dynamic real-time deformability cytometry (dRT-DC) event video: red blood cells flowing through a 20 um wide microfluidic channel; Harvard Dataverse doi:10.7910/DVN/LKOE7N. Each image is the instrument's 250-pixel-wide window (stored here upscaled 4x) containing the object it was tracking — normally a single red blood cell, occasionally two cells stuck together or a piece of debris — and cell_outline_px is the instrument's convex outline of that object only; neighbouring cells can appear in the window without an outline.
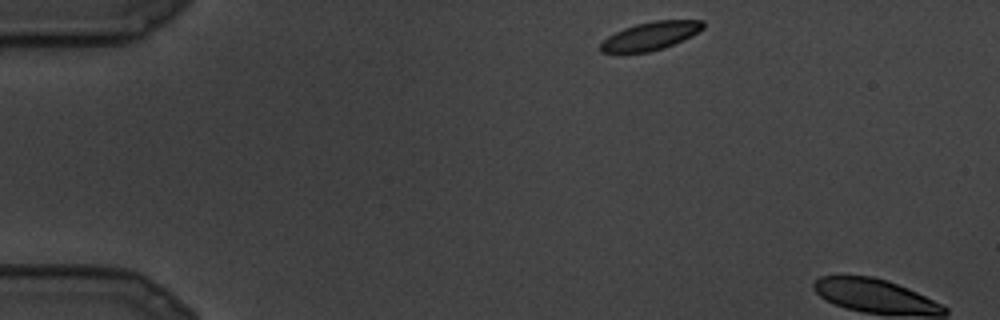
{"species": "common noctule bat (a hibernating species)", "species_latin": "Nyctalus noctula", "temperature_condition": "cold", "stored_images_in_passage": 3, "camera_frame_rate_fps": 3000, "um_per_image_px": 0.085, "animal": {"sex": "male", "body_mass_g": 19.5, "forearm_length_mm": 54.6}, "frame": {"image": 1, "passage_image": 1, "time_ms": 0.0, "image_size_px": [1000, 320], "cell_outline_px": [[704, 28], [692, 36], [664, 48], [648, 52], [600, 52], [600, 44], [608, 36], [624, 28], [636, 24], [656, 20], [704, 20]], "centroid_in_image_um": [55.32, 3.04], "position_along_channel_um": 29.7, "area_um2": 16.7}}